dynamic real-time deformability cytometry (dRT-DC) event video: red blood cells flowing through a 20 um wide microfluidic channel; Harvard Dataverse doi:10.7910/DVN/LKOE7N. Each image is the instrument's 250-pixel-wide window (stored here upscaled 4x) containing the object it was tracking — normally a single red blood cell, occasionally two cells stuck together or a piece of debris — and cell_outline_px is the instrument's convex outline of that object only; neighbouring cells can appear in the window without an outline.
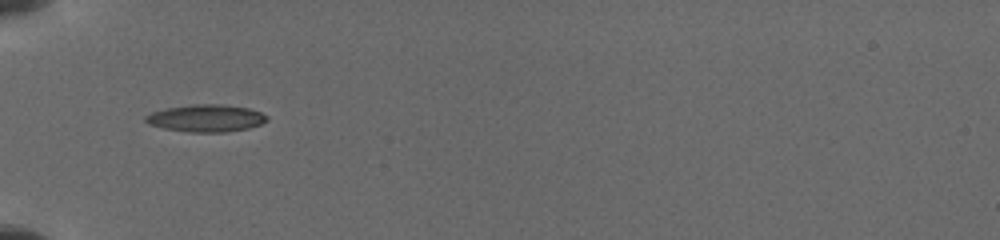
{"species": "common noctule bat (a hibernating species)", "species_latin": "Nyctalus noctula", "temperature_condition": "cold", "stored_images_in_passage": 51, "camera_frame_rate_fps": 3000, "um_per_image_px": 0.085, "animal": {"sex": "female", "body_mass_g": 19.5, "forearm_length_mm": 54.1}, "frame": {"image": 1, "passage_image": 1, "time_ms": 0.0, "image_size_px": [1000, 240], "cell_outline_px": [[268, 120], [260, 124], [248, 128], [224, 132], [188, 132], [164, 128], [148, 124], [144, 120], [144, 116], [152, 112], [168, 108], [192, 104], [224, 104], [248, 108], [260, 112], [268, 116]], "centroid_in_image_um": [17.51, 10.04], "position_along_channel_um": 67.5, "area_um2": 19.25}}
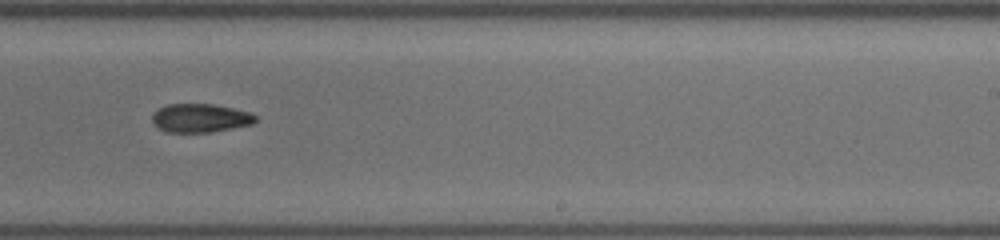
{"frame": {"image": 2, "passage_image": 20, "time_ms": 5.333, "image_size_px": [1000, 240], "cell_outline_px": [[256, 120], [252, 124], [212, 132], [164, 132], [152, 120], [152, 116], [160, 108], [168, 104], [212, 104], [252, 112], [256, 116]], "centroid_in_image_um": [17.06, 10.03], "position_along_channel_um": 271.9, "area_um2": 17.05}}
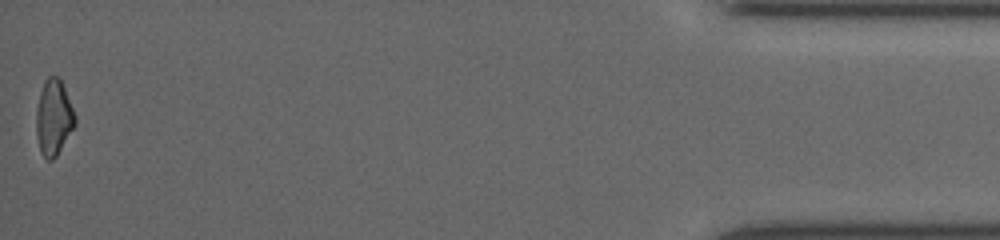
{"frame": {"image": 3, "passage_image": 50, "time_ms": 11.333, "image_size_px": [1000, 240], "cell_outline_px": [[76, 124], [56, 156], [52, 160], [48, 160], [40, 152], [36, 136], [36, 108], [40, 92], [44, 80], [48, 76], [60, 76], [76, 116]], "centroid_in_image_um": [4.56, 9.96], "position_along_channel_um": 430.6, "area_um2": 17.28}}